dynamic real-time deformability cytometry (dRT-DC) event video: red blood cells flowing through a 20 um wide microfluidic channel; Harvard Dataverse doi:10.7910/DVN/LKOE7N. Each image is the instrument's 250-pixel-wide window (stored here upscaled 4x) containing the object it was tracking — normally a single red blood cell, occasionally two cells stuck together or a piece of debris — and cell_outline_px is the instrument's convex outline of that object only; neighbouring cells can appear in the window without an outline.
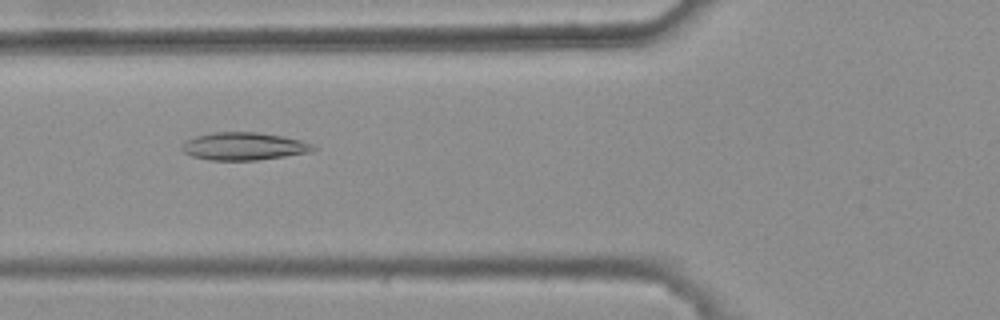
{"species": "common noctule bat (a hibernating species)", "species_latin": "Nyctalus noctula", "temperature_condition": "warm", "stored_images_in_passage": 7, "camera_frame_rate_fps": 3000, "um_per_image_px": 0.085, "animal": {"sex": "female", "body_mass_g": 25.1}, "frame": {"image": 1, "passage_image": 5, "time_ms": 1.333, "image_size_px": [1000, 320], "cell_outline_px": [[320, 148], [312, 152], [256, 160], [212, 160], [192, 156], [184, 152], [180, 148], [184, 140], [196, 136], [212, 132], [256, 132], [280, 136], [300, 140], [312, 144]], "centroid_in_image_um": [20.72, 12.43], "position_along_channel_um": 105.1, "area_um2": 21.21}}
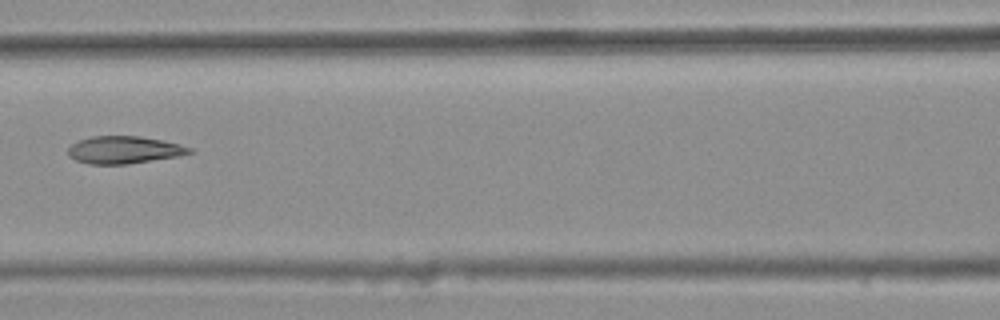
{"frame": {"image": 2, "passage_image": 6, "time_ms": 1.667, "image_size_px": [1000, 320], "cell_outline_px": [[192, 152], [176, 156], [128, 164], [88, 164], [76, 160], [68, 156], [68, 148], [72, 144], [80, 140], [92, 136], [140, 136], [180, 144], [192, 148]], "centroid_in_image_um": [10.51, 12.74], "position_along_channel_um": 156.1, "area_um2": 19.19}}
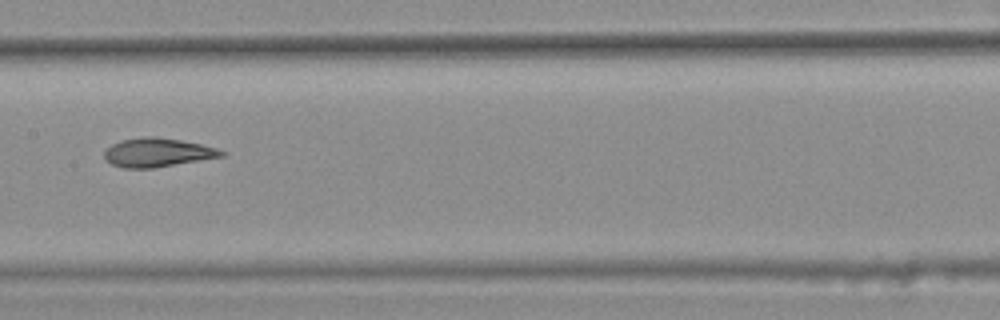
{"frame": {"image": 3, "passage_image": 7, "time_ms": 2.0, "image_size_px": [1000, 320], "cell_outline_px": [[224, 156], [152, 168], [124, 168], [112, 164], [104, 160], [104, 152], [112, 144], [120, 140], [144, 136], [156, 136], [180, 140], [200, 144], [216, 148], [224, 152]], "centroid_in_image_um": [13.33, 12.95], "position_along_channel_um": 194.1, "area_um2": 19.54}}